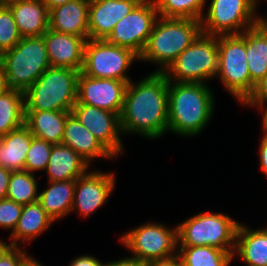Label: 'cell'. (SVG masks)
Returning <instances> with one entry per match:
<instances>
[{
  "instance_id": "ac0fdd59",
  "label": "cell",
  "mask_w": 267,
  "mask_h": 266,
  "mask_svg": "<svg viewBox=\"0 0 267 266\" xmlns=\"http://www.w3.org/2000/svg\"><path fill=\"white\" fill-rule=\"evenodd\" d=\"M90 0H75L49 10V29L89 39Z\"/></svg>"
},
{
  "instance_id": "484cf974",
  "label": "cell",
  "mask_w": 267,
  "mask_h": 266,
  "mask_svg": "<svg viewBox=\"0 0 267 266\" xmlns=\"http://www.w3.org/2000/svg\"><path fill=\"white\" fill-rule=\"evenodd\" d=\"M250 74V95L255 85L267 75V36L256 25L242 33Z\"/></svg>"
},
{
  "instance_id": "5b68a950",
  "label": "cell",
  "mask_w": 267,
  "mask_h": 266,
  "mask_svg": "<svg viewBox=\"0 0 267 266\" xmlns=\"http://www.w3.org/2000/svg\"><path fill=\"white\" fill-rule=\"evenodd\" d=\"M0 63L7 87L25 92L50 67L43 36L22 37L0 54Z\"/></svg>"
},
{
  "instance_id": "681fc988",
  "label": "cell",
  "mask_w": 267,
  "mask_h": 266,
  "mask_svg": "<svg viewBox=\"0 0 267 266\" xmlns=\"http://www.w3.org/2000/svg\"><path fill=\"white\" fill-rule=\"evenodd\" d=\"M3 6V3H2V0H0V7H2Z\"/></svg>"
},
{
  "instance_id": "603a6c76",
  "label": "cell",
  "mask_w": 267,
  "mask_h": 266,
  "mask_svg": "<svg viewBox=\"0 0 267 266\" xmlns=\"http://www.w3.org/2000/svg\"><path fill=\"white\" fill-rule=\"evenodd\" d=\"M69 111H25V125L33 137L61 144Z\"/></svg>"
},
{
  "instance_id": "d6986e66",
  "label": "cell",
  "mask_w": 267,
  "mask_h": 266,
  "mask_svg": "<svg viewBox=\"0 0 267 266\" xmlns=\"http://www.w3.org/2000/svg\"><path fill=\"white\" fill-rule=\"evenodd\" d=\"M61 144L72 148L89 164L99 157L115 158L72 113L66 119Z\"/></svg>"
},
{
  "instance_id": "60d3db41",
  "label": "cell",
  "mask_w": 267,
  "mask_h": 266,
  "mask_svg": "<svg viewBox=\"0 0 267 266\" xmlns=\"http://www.w3.org/2000/svg\"><path fill=\"white\" fill-rule=\"evenodd\" d=\"M149 266H183V264L178 257H174L169 260L151 263Z\"/></svg>"
},
{
  "instance_id": "ffe728a7",
  "label": "cell",
  "mask_w": 267,
  "mask_h": 266,
  "mask_svg": "<svg viewBox=\"0 0 267 266\" xmlns=\"http://www.w3.org/2000/svg\"><path fill=\"white\" fill-rule=\"evenodd\" d=\"M8 7L22 37L43 36L49 29V9L42 0H24Z\"/></svg>"
},
{
  "instance_id": "74e56055",
  "label": "cell",
  "mask_w": 267,
  "mask_h": 266,
  "mask_svg": "<svg viewBox=\"0 0 267 266\" xmlns=\"http://www.w3.org/2000/svg\"><path fill=\"white\" fill-rule=\"evenodd\" d=\"M263 136L259 144V158H260V167L263 173L267 176V134L262 133Z\"/></svg>"
},
{
  "instance_id": "3957f363",
  "label": "cell",
  "mask_w": 267,
  "mask_h": 266,
  "mask_svg": "<svg viewBox=\"0 0 267 266\" xmlns=\"http://www.w3.org/2000/svg\"><path fill=\"white\" fill-rule=\"evenodd\" d=\"M201 33L200 20L158 17L139 61L154 63L159 67L153 72L163 73Z\"/></svg>"
},
{
  "instance_id": "ab89813d",
  "label": "cell",
  "mask_w": 267,
  "mask_h": 266,
  "mask_svg": "<svg viewBox=\"0 0 267 266\" xmlns=\"http://www.w3.org/2000/svg\"><path fill=\"white\" fill-rule=\"evenodd\" d=\"M11 172V170L0 166V200L5 199L7 197V190Z\"/></svg>"
},
{
  "instance_id": "1f68e13d",
  "label": "cell",
  "mask_w": 267,
  "mask_h": 266,
  "mask_svg": "<svg viewBox=\"0 0 267 266\" xmlns=\"http://www.w3.org/2000/svg\"><path fill=\"white\" fill-rule=\"evenodd\" d=\"M52 147L53 144L32 137L30 148L26 156L24 170L33 174L35 171H45L49 163Z\"/></svg>"
},
{
  "instance_id": "4fadbf2b",
  "label": "cell",
  "mask_w": 267,
  "mask_h": 266,
  "mask_svg": "<svg viewBox=\"0 0 267 266\" xmlns=\"http://www.w3.org/2000/svg\"><path fill=\"white\" fill-rule=\"evenodd\" d=\"M71 113L114 157L125 151L120 114L87 104H75Z\"/></svg>"
},
{
  "instance_id": "8992f818",
  "label": "cell",
  "mask_w": 267,
  "mask_h": 266,
  "mask_svg": "<svg viewBox=\"0 0 267 266\" xmlns=\"http://www.w3.org/2000/svg\"><path fill=\"white\" fill-rule=\"evenodd\" d=\"M239 223L224 213L195 214L177 225L179 247L212 246L233 256Z\"/></svg>"
},
{
  "instance_id": "ba28073f",
  "label": "cell",
  "mask_w": 267,
  "mask_h": 266,
  "mask_svg": "<svg viewBox=\"0 0 267 266\" xmlns=\"http://www.w3.org/2000/svg\"><path fill=\"white\" fill-rule=\"evenodd\" d=\"M125 249L131 251L132 258L151 264L178 257L179 229L163 223L146 222L120 237Z\"/></svg>"
},
{
  "instance_id": "836d02e7",
  "label": "cell",
  "mask_w": 267,
  "mask_h": 266,
  "mask_svg": "<svg viewBox=\"0 0 267 266\" xmlns=\"http://www.w3.org/2000/svg\"><path fill=\"white\" fill-rule=\"evenodd\" d=\"M23 205L17 204L10 199L0 200V228L11 229L12 233L21 216Z\"/></svg>"
},
{
  "instance_id": "6da1fadb",
  "label": "cell",
  "mask_w": 267,
  "mask_h": 266,
  "mask_svg": "<svg viewBox=\"0 0 267 266\" xmlns=\"http://www.w3.org/2000/svg\"><path fill=\"white\" fill-rule=\"evenodd\" d=\"M120 125L122 135L136 133L151 140L167 133L168 80L163 73L152 72L128 83Z\"/></svg>"
},
{
  "instance_id": "c3c4849f",
  "label": "cell",
  "mask_w": 267,
  "mask_h": 266,
  "mask_svg": "<svg viewBox=\"0 0 267 266\" xmlns=\"http://www.w3.org/2000/svg\"><path fill=\"white\" fill-rule=\"evenodd\" d=\"M20 1H24V0H2V3H3V6H8L10 4L20 2Z\"/></svg>"
},
{
  "instance_id": "5bb4252c",
  "label": "cell",
  "mask_w": 267,
  "mask_h": 266,
  "mask_svg": "<svg viewBox=\"0 0 267 266\" xmlns=\"http://www.w3.org/2000/svg\"><path fill=\"white\" fill-rule=\"evenodd\" d=\"M127 85L125 81L94 78L80 72L76 104H87L121 114Z\"/></svg>"
},
{
  "instance_id": "f546056e",
  "label": "cell",
  "mask_w": 267,
  "mask_h": 266,
  "mask_svg": "<svg viewBox=\"0 0 267 266\" xmlns=\"http://www.w3.org/2000/svg\"><path fill=\"white\" fill-rule=\"evenodd\" d=\"M36 176L28 171H12L7 190V199L20 205L38 201L39 191Z\"/></svg>"
},
{
  "instance_id": "d6a6232c",
  "label": "cell",
  "mask_w": 267,
  "mask_h": 266,
  "mask_svg": "<svg viewBox=\"0 0 267 266\" xmlns=\"http://www.w3.org/2000/svg\"><path fill=\"white\" fill-rule=\"evenodd\" d=\"M21 39L10 8L0 7V54L12 49Z\"/></svg>"
},
{
  "instance_id": "b9f144b4",
  "label": "cell",
  "mask_w": 267,
  "mask_h": 266,
  "mask_svg": "<svg viewBox=\"0 0 267 266\" xmlns=\"http://www.w3.org/2000/svg\"><path fill=\"white\" fill-rule=\"evenodd\" d=\"M45 4V6L51 10L57 6H60V5H63L65 3H68V2H72V1H75V0H42Z\"/></svg>"
},
{
  "instance_id": "d4e9b609",
  "label": "cell",
  "mask_w": 267,
  "mask_h": 266,
  "mask_svg": "<svg viewBox=\"0 0 267 266\" xmlns=\"http://www.w3.org/2000/svg\"><path fill=\"white\" fill-rule=\"evenodd\" d=\"M33 135L24 124L0 138V166L23 171Z\"/></svg>"
},
{
  "instance_id": "7bdbcfd3",
  "label": "cell",
  "mask_w": 267,
  "mask_h": 266,
  "mask_svg": "<svg viewBox=\"0 0 267 266\" xmlns=\"http://www.w3.org/2000/svg\"><path fill=\"white\" fill-rule=\"evenodd\" d=\"M256 26L259 29H261L264 32V34L267 36V17H262V16L259 17V15L257 14Z\"/></svg>"
},
{
  "instance_id": "277c9868",
  "label": "cell",
  "mask_w": 267,
  "mask_h": 266,
  "mask_svg": "<svg viewBox=\"0 0 267 266\" xmlns=\"http://www.w3.org/2000/svg\"><path fill=\"white\" fill-rule=\"evenodd\" d=\"M80 71L50 66L25 92V111H69L77 101Z\"/></svg>"
},
{
  "instance_id": "f1b7e54d",
  "label": "cell",
  "mask_w": 267,
  "mask_h": 266,
  "mask_svg": "<svg viewBox=\"0 0 267 266\" xmlns=\"http://www.w3.org/2000/svg\"><path fill=\"white\" fill-rule=\"evenodd\" d=\"M178 258L183 266H230L233 256L212 246L179 247Z\"/></svg>"
},
{
  "instance_id": "9a60e30c",
  "label": "cell",
  "mask_w": 267,
  "mask_h": 266,
  "mask_svg": "<svg viewBox=\"0 0 267 266\" xmlns=\"http://www.w3.org/2000/svg\"><path fill=\"white\" fill-rule=\"evenodd\" d=\"M113 172L90 171L76 180L71 212L77 210L81 217H88L108 200L115 188Z\"/></svg>"
},
{
  "instance_id": "83f0119b",
  "label": "cell",
  "mask_w": 267,
  "mask_h": 266,
  "mask_svg": "<svg viewBox=\"0 0 267 266\" xmlns=\"http://www.w3.org/2000/svg\"><path fill=\"white\" fill-rule=\"evenodd\" d=\"M24 124V92L8 88L0 94V138Z\"/></svg>"
},
{
  "instance_id": "7a4b0ae2",
  "label": "cell",
  "mask_w": 267,
  "mask_h": 266,
  "mask_svg": "<svg viewBox=\"0 0 267 266\" xmlns=\"http://www.w3.org/2000/svg\"><path fill=\"white\" fill-rule=\"evenodd\" d=\"M206 83L168 81V129L183 137L199 135L210 122L215 98Z\"/></svg>"
},
{
  "instance_id": "7402d4cb",
  "label": "cell",
  "mask_w": 267,
  "mask_h": 266,
  "mask_svg": "<svg viewBox=\"0 0 267 266\" xmlns=\"http://www.w3.org/2000/svg\"><path fill=\"white\" fill-rule=\"evenodd\" d=\"M235 254L246 266H267V228L252 230L240 222L233 257Z\"/></svg>"
},
{
  "instance_id": "8fae6325",
  "label": "cell",
  "mask_w": 267,
  "mask_h": 266,
  "mask_svg": "<svg viewBox=\"0 0 267 266\" xmlns=\"http://www.w3.org/2000/svg\"><path fill=\"white\" fill-rule=\"evenodd\" d=\"M258 0H211L203 14L202 33L206 35L242 34L256 25Z\"/></svg>"
},
{
  "instance_id": "f35d334b",
  "label": "cell",
  "mask_w": 267,
  "mask_h": 266,
  "mask_svg": "<svg viewBox=\"0 0 267 266\" xmlns=\"http://www.w3.org/2000/svg\"><path fill=\"white\" fill-rule=\"evenodd\" d=\"M104 266H149V264L136 258L125 257L119 260L105 262Z\"/></svg>"
},
{
  "instance_id": "4dcf8cb0",
  "label": "cell",
  "mask_w": 267,
  "mask_h": 266,
  "mask_svg": "<svg viewBox=\"0 0 267 266\" xmlns=\"http://www.w3.org/2000/svg\"><path fill=\"white\" fill-rule=\"evenodd\" d=\"M159 17L201 20L206 0H153Z\"/></svg>"
},
{
  "instance_id": "e575fe53",
  "label": "cell",
  "mask_w": 267,
  "mask_h": 266,
  "mask_svg": "<svg viewBox=\"0 0 267 266\" xmlns=\"http://www.w3.org/2000/svg\"><path fill=\"white\" fill-rule=\"evenodd\" d=\"M30 258L22 247L12 246L0 258V266H25Z\"/></svg>"
},
{
  "instance_id": "cb8c5ba5",
  "label": "cell",
  "mask_w": 267,
  "mask_h": 266,
  "mask_svg": "<svg viewBox=\"0 0 267 266\" xmlns=\"http://www.w3.org/2000/svg\"><path fill=\"white\" fill-rule=\"evenodd\" d=\"M53 222L39 201L23 205L17 226L10 234V244L19 247L22 242L23 244L30 243L49 229Z\"/></svg>"
},
{
  "instance_id": "ee69618b",
  "label": "cell",
  "mask_w": 267,
  "mask_h": 266,
  "mask_svg": "<svg viewBox=\"0 0 267 266\" xmlns=\"http://www.w3.org/2000/svg\"><path fill=\"white\" fill-rule=\"evenodd\" d=\"M7 89H8V87L6 84V79H5V75L3 72V67L0 63V94H2Z\"/></svg>"
},
{
  "instance_id": "d590c367",
  "label": "cell",
  "mask_w": 267,
  "mask_h": 266,
  "mask_svg": "<svg viewBox=\"0 0 267 266\" xmlns=\"http://www.w3.org/2000/svg\"><path fill=\"white\" fill-rule=\"evenodd\" d=\"M267 104V75L259 81L254 88L253 93L242 104L243 106L256 107L261 109Z\"/></svg>"
},
{
  "instance_id": "52a82bcc",
  "label": "cell",
  "mask_w": 267,
  "mask_h": 266,
  "mask_svg": "<svg viewBox=\"0 0 267 266\" xmlns=\"http://www.w3.org/2000/svg\"><path fill=\"white\" fill-rule=\"evenodd\" d=\"M218 69V36L201 33L163 72L168 81L207 83Z\"/></svg>"
},
{
  "instance_id": "bcb514c9",
  "label": "cell",
  "mask_w": 267,
  "mask_h": 266,
  "mask_svg": "<svg viewBox=\"0 0 267 266\" xmlns=\"http://www.w3.org/2000/svg\"><path fill=\"white\" fill-rule=\"evenodd\" d=\"M12 247L11 244L5 243L0 239V258Z\"/></svg>"
},
{
  "instance_id": "7c38bea8",
  "label": "cell",
  "mask_w": 267,
  "mask_h": 266,
  "mask_svg": "<svg viewBox=\"0 0 267 266\" xmlns=\"http://www.w3.org/2000/svg\"><path fill=\"white\" fill-rule=\"evenodd\" d=\"M158 17L154 1L142 0L116 23L105 40L110 44L131 49L140 56Z\"/></svg>"
},
{
  "instance_id": "2e32d148",
  "label": "cell",
  "mask_w": 267,
  "mask_h": 266,
  "mask_svg": "<svg viewBox=\"0 0 267 266\" xmlns=\"http://www.w3.org/2000/svg\"><path fill=\"white\" fill-rule=\"evenodd\" d=\"M142 0H90L89 39H106L114 26Z\"/></svg>"
},
{
  "instance_id": "e0dca14e",
  "label": "cell",
  "mask_w": 267,
  "mask_h": 266,
  "mask_svg": "<svg viewBox=\"0 0 267 266\" xmlns=\"http://www.w3.org/2000/svg\"><path fill=\"white\" fill-rule=\"evenodd\" d=\"M50 66L64 67L81 72L84 62L86 39L74 35L58 33L48 29L43 34Z\"/></svg>"
},
{
  "instance_id": "9c48e42d",
  "label": "cell",
  "mask_w": 267,
  "mask_h": 266,
  "mask_svg": "<svg viewBox=\"0 0 267 266\" xmlns=\"http://www.w3.org/2000/svg\"><path fill=\"white\" fill-rule=\"evenodd\" d=\"M218 80L239 103L250 96V74L242 34L218 36Z\"/></svg>"
},
{
  "instance_id": "8d00e7d4",
  "label": "cell",
  "mask_w": 267,
  "mask_h": 266,
  "mask_svg": "<svg viewBox=\"0 0 267 266\" xmlns=\"http://www.w3.org/2000/svg\"><path fill=\"white\" fill-rule=\"evenodd\" d=\"M68 266H104L105 263H102L100 260L92 257L91 255H80L79 257L74 258Z\"/></svg>"
},
{
  "instance_id": "44dd1931",
  "label": "cell",
  "mask_w": 267,
  "mask_h": 266,
  "mask_svg": "<svg viewBox=\"0 0 267 266\" xmlns=\"http://www.w3.org/2000/svg\"><path fill=\"white\" fill-rule=\"evenodd\" d=\"M86 162L72 148L63 144H55L45 169L49 181L77 180L88 172Z\"/></svg>"
},
{
  "instance_id": "7dc6e473",
  "label": "cell",
  "mask_w": 267,
  "mask_h": 266,
  "mask_svg": "<svg viewBox=\"0 0 267 266\" xmlns=\"http://www.w3.org/2000/svg\"><path fill=\"white\" fill-rule=\"evenodd\" d=\"M25 266H44V265H42L41 262L36 260V258L34 259L33 257H31Z\"/></svg>"
},
{
  "instance_id": "30bf717a",
  "label": "cell",
  "mask_w": 267,
  "mask_h": 266,
  "mask_svg": "<svg viewBox=\"0 0 267 266\" xmlns=\"http://www.w3.org/2000/svg\"><path fill=\"white\" fill-rule=\"evenodd\" d=\"M139 56L131 49L108 43L105 39H87L81 73L94 78H108L129 83L125 73Z\"/></svg>"
},
{
  "instance_id": "4316f807",
  "label": "cell",
  "mask_w": 267,
  "mask_h": 266,
  "mask_svg": "<svg viewBox=\"0 0 267 266\" xmlns=\"http://www.w3.org/2000/svg\"><path fill=\"white\" fill-rule=\"evenodd\" d=\"M76 180L49 181V187L39 192L38 201L55 222L71 213Z\"/></svg>"
},
{
  "instance_id": "f6af8a7d",
  "label": "cell",
  "mask_w": 267,
  "mask_h": 266,
  "mask_svg": "<svg viewBox=\"0 0 267 266\" xmlns=\"http://www.w3.org/2000/svg\"><path fill=\"white\" fill-rule=\"evenodd\" d=\"M261 112H263V120H262V129H263V133L267 134V104L265 106H263L261 109Z\"/></svg>"
}]
</instances>
